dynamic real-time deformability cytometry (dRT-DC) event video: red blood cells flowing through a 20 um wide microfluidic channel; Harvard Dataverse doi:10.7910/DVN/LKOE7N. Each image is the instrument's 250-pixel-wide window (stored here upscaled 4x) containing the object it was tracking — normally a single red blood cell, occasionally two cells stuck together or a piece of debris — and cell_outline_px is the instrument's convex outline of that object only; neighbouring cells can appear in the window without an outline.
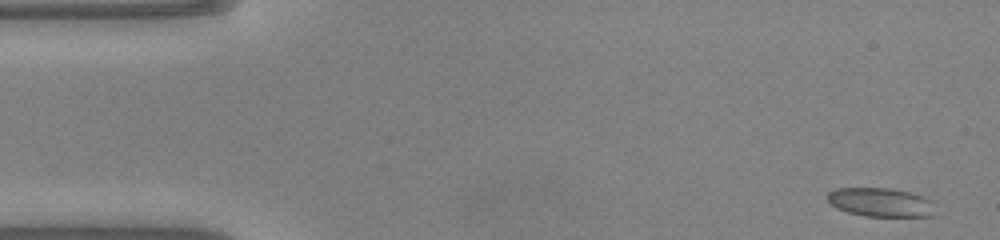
{"species": "common noctule bat (a hibernating species)", "species_latin": "Nyctalus noctula", "temperature_condition": "warm", "stored_images_in_passage": 48, "camera_frame_rate_fps": 3000, "um_per_image_px": 0.085, "animal": {"sex": "male", "body_mass_g": 20.0, "forearm_length_mm": 53.3}, "frame": {"image": 1, "passage_image": 1, "time_ms": 0.0, "image_size_px": [1000, 240], "cell_outline_px": [[932, 216], [864, 216], [848, 212], [836, 208], [828, 200], [828, 192], [836, 188], [888, 188], [908, 192], [924, 196], [932, 200]], "centroid_in_image_um": [74.83, 17.19], "position_along_channel_um": 10.2, "area_um2": 17.92}}
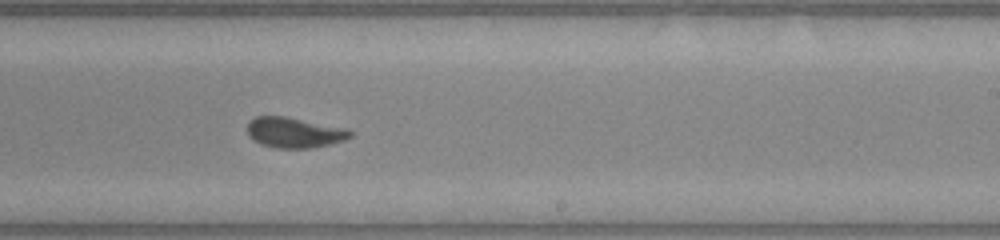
{"frame": {"image": 2, "passage_image": 28, "time_ms": 9.0, "image_size_px": [1000, 240], "cell_outline_px": [[352, 136], [344, 140], [328, 144], [308, 148], [280, 148], [264, 144], [256, 140], [248, 132], [248, 120], [256, 116], [284, 116], [348, 128], [352, 132]], "centroid_in_image_um": [25.06, 11.24], "position_along_channel_um": 263.9, "area_um2": 17.92}}
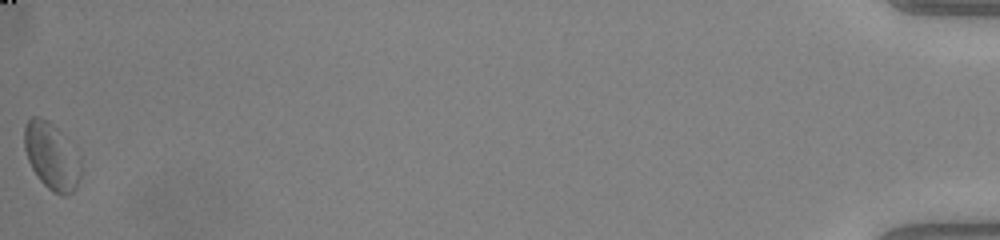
{"frame": {"image": 3, "passage_image": 48, "time_ms": 15.667, "image_size_px": [1000, 240], "cell_outline_px": [[80, 176], [76, 188], [72, 192], [64, 196], [52, 192], [40, 180], [32, 168], [28, 160], [24, 148], [24, 124], [32, 116], [40, 116], [48, 120], [60, 132], [80, 156]], "centroid_in_image_um": [4.37, 13.27], "position_along_channel_um": 430.8, "area_um2": 21.96}, "authors_computed_cell_mechanics": {"area_um2": 18.2937, "velocity_mm_per_s": 4.081, "shape_relaxation_time_tau1_ms": 4.3954, "shape_relaxation_time_tau2_ms": 1.1951, "deformation_change_tau1": 0.1462, "deformation_change_tau2": 0.0715}}